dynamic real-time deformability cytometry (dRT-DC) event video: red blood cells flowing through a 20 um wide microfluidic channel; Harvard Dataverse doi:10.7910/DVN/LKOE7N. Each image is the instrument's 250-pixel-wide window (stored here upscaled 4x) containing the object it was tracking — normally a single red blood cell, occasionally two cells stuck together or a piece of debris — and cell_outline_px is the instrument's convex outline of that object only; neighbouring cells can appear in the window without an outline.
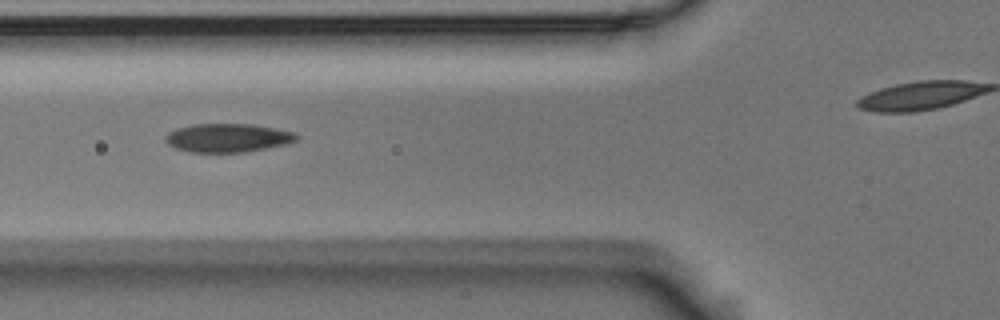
{"species": "Egyptian fruit bat (a non-hibernating species)", "species_latin": "Rousettus aegyptiacus", "temperature_condition": "room temperature", "stored_images_in_passage": 11, "camera_frame_rate_fps": 3000, "um_per_image_px": 0.085, "animal": {"sex": "male"}, "frame": {"image": 1, "passage_image": 5, "time_ms": 1.333, "image_size_px": [1000, 320], "cell_outline_px": [[300, 136], [296, 140], [288, 144], [244, 152], [192, 152], [176, 148], [168, 144], [164, 140], [164, 136], [168, 132], [176, 128], [192, 124], [252, 124], [276, 128], [296, 132]], "centroid_in_image_um": [19.37, 11.71], "position_along_channel_um": 106.4, "area_um2": 22.02}}
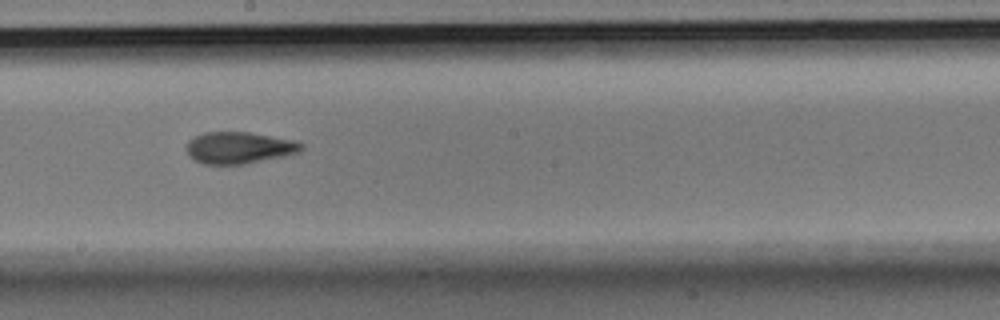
{"frame": {"image": 2, "passage_image": 8, "time_ms": 2.333, "image_size_px": [1000, 320], "cell_outline_px": [[304, 148], [300, 152], [288, 156], [244, 164], [204, 164], [188, 156], [188, 140], [204, 132], [248, 132], [296, 140], [304, 144]], "centroid_in_image_um": [20.4, 12.56], "position_along_channel_um": 227.8, "area_um2": 21.39}}
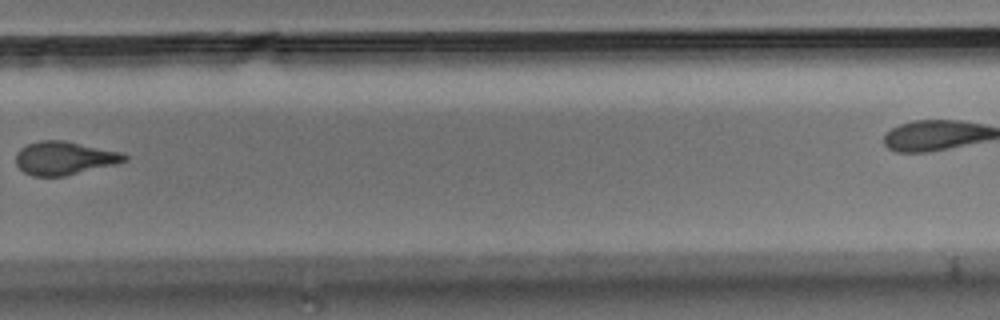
{"frame": {"image": 3, "passage_image": 10, "time_ms": 3.0, "image_size_px": [1000, 320], "cell_outline_px": [[128, 160], [116, 164], [64, 176], [32, 176], [24, 172], [16, 164], [16, 152], [20, 148], [28, 144], [40, 140], [64, 140], [124, 152], [128, 156]], "centroid_in_image_um": [5.49, 13.43], "position_along_channel_um": 324.3, "area_um2": 21.27}}